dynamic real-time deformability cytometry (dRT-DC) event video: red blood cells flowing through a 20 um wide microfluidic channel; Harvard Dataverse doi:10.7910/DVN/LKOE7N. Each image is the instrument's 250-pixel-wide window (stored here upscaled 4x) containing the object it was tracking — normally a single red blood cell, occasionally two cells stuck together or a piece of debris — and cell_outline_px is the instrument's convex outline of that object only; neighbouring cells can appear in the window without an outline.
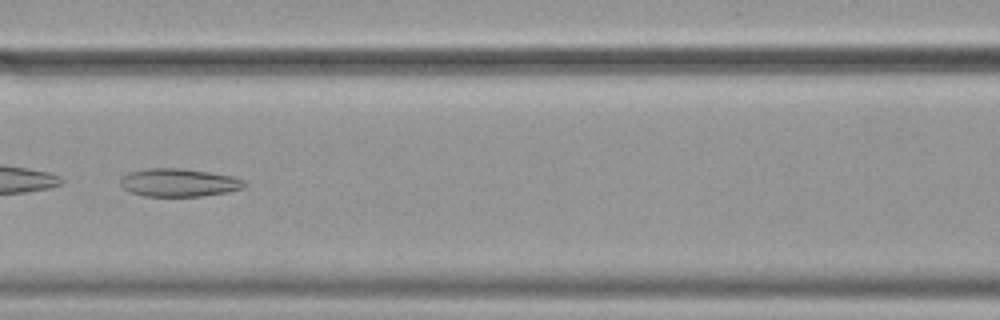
{"species": "common noctule bat (a hibernating species)", "species_latin": "Nyctalus noctula", "temperature_condition": "cold", "stored_images_in_passage": 36, "camera_frame_rate_fps": 3000, "um_per_image_px": 0.085, "animal": {"sex": "female", "body_mass_g": 19.9}, "frame": {"image": 1, "passage_image": 11, "time_ms": 3.333, "image_size_px": [1000, 320], "cell_outline_px": [[244, 188], [228, 192], [200, 196], [144, 196], [128, 192], [120, 184], [120, 180], [128, 172], [148, 168], [180, 168], [208, 172], [232, 176], [244, 180]], "centroid_in_image_um": [15.17, 15.52], "position_along_channel_um": 151.4, "area_um2": 20.23}}